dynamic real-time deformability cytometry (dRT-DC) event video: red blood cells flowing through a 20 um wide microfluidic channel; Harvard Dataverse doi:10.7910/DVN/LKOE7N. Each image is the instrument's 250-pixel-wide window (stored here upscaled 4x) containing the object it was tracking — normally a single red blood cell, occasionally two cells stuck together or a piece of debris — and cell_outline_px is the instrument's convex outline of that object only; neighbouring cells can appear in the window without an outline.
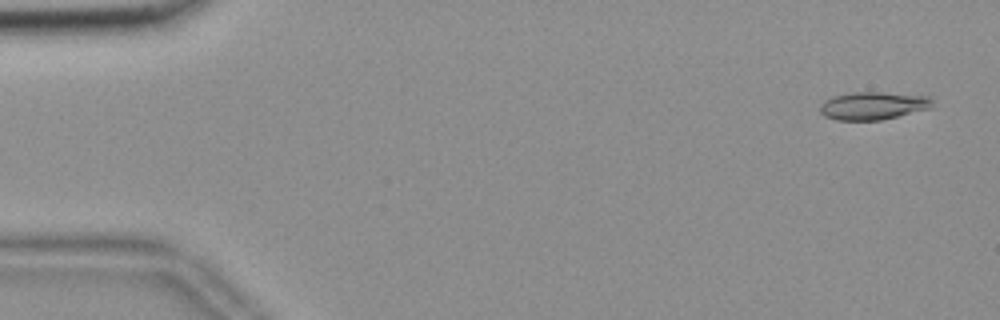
{"species": "common noctule bat (a hibernating species)", "species_latin": "Nyctalus noctula", "temperature_condition": "room temperature", "stored_images_in_passage": 55, "camera_frame_rate_fps": 3000, "um_per_image_px": 0.085, "animal": {"sex": "female", "body_mass_g": 18.4}, "frame": {"image": 1, "passage_image": 3, "time_ms": 0.667, "image_size_px": [1000, 320], "cell_outline_px": [[932, 108], [880, 120], [836, 120], [824, 116], [820, 112], [820, 104], [824, 100], [832, 96], [852, 92], [880, 92], [928, 96], [932, 100]], "centroid_in_image_um": [74.18, 8.98], "position_along_channel_um": 10.8, "area_um2": 18.26}}
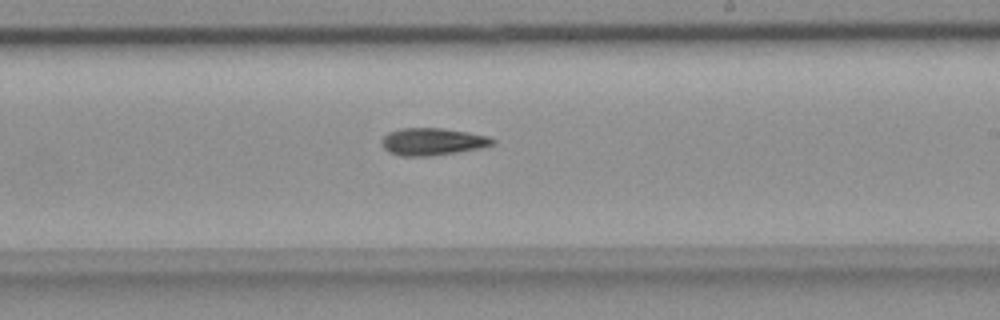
{"frame": {"image": 2, "passage_image": 33, "time_ms": 10.667, "image_size_px": [1000, 320], "cell_outline_px": [[496, 144], [480, 148], [456, 152], [428, 156], [400, 156], [388, 152], [380, 144], [380, 140], [388, 132], [400, 128], [444, 128], [468, 132], [488, 136], [496, 140]], "centroid_in_image_um": [36.74, 12.03], "position_along_channel_um": 252.3, "area_um2": 17.8}}
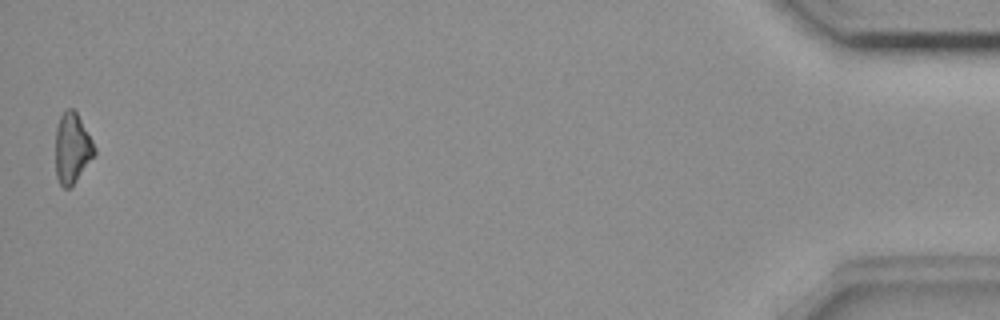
{"frame": {"image": 3, "passage_image": 55, "time_ms": 18.0, "image_size_px": [1000, 320], "cell_outline_px": [[96, 152], [76, 180], [68, 188], [64, 188], [60, 184], [56, 176], [56, 128], [60, 116], [68, 108], [72, 108], [76, 112], [92, 140], [96, 148]], "centroid_in_image_um": [6.12, 12.59], "position_along_channel_um": 429.1, "area_um2": 15.61}, "authors_computed_cell_mechanics": {"area_um2": 17.1088, "velocity_mm_per_s": 3.7003, "shape_relaxation_time_tau1_ms": 11.1847, "shape_relaxation_time_tau2_ms": null, "deformation_change_tau1": 0.2073, "deformation_change_tau2": null}}